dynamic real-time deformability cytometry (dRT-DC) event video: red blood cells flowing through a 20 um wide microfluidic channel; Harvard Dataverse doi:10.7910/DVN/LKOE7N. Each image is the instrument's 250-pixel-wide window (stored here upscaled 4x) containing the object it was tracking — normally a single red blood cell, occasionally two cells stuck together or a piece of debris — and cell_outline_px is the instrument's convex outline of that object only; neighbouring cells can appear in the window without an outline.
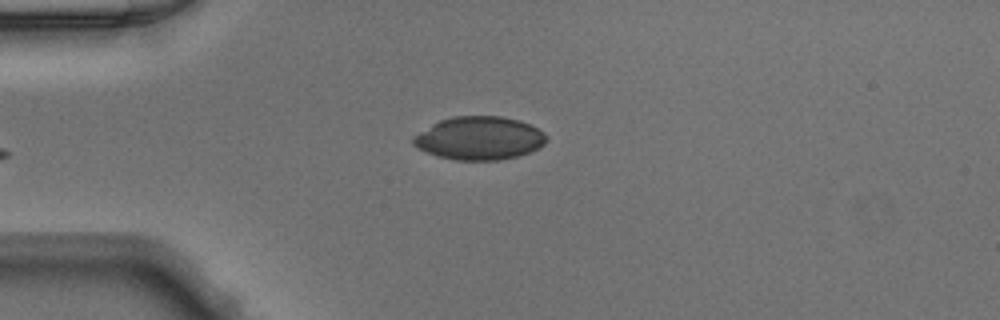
{"species": "Egyptian fruit bat (a non-hibernating species)", "species_latin": "Rousettus aegyptiacus", "temperature_condition": "warm", "stored_images_in_passage": 32, "camera_frame_rate_fps": 3000, "um_per_image_px": 0.085, "animal": {"sex": "male"}, "frame": {"image": 1, "passage_image": 2, "time_ms": 0.333, "image_size_px": [1000, 320], "cell_outline_px": [[548, 140], [540, 148], [516, 156], [496, 160], [456, 160], [436, 156], [412, 144], [412, 136], [432, 124], [440, 120], [452, 116], [500, 116], [520, 120], [544, 132], [548, 136]], "centroid_in_image_um": [40.74, 11.74], "position_along_channel_um": 44.3, "area_um2": 33.52}}
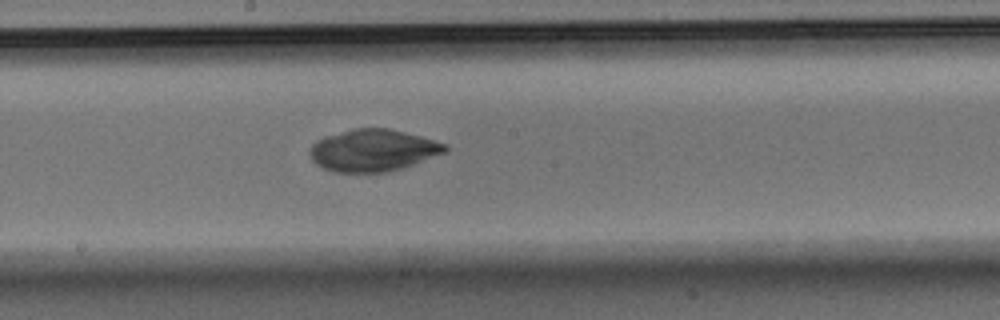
{"frame": {"image": 2, "passage_image": 16, "time_ms": 5.0, "image_size_px": [1000, 320], "cell_outline_px": [[448, 148], [444, 152], [404, 168], [384, 172], [332, 172], [316, 164], [312, 160], [308, 152], [312, 144], [316, 140], [324, 136], [356, 128], [388, 128], [420, 136], [448, 144]], "centroid_in_image_um": [31.67, 12.78], "position_along_channel_um": 216.5, "area_um2": 33.06}}
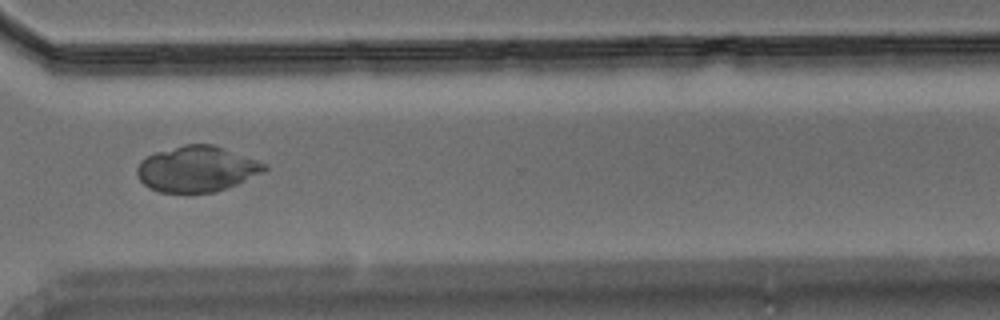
{"frame": {"image": 3, "passage_image": 26, "time_ms": 8.333, "image_size_px": [1000, 320], "cell_outline_px": [[268, 168], [236, 184], [212, 192], [160, 192], [148, 188], [136, 176], [136, 168], [140, 160], [156, 152], [184, 144], [212, 144], [268, 164]], "centroid_in_image_um": [16.66, 14.35], "position_along_channel_um": 353.9, "area_um2": 33.52}}